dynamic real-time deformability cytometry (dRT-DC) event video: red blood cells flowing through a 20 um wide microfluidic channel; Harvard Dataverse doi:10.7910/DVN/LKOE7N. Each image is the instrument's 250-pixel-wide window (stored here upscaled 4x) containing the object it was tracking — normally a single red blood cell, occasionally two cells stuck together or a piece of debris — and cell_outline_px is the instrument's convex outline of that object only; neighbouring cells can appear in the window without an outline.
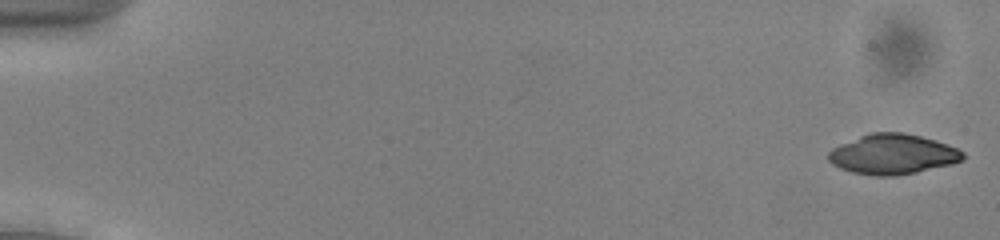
{"species": "common noctule bat (a hibernating species)", "species_latin": "Nyctalus noctula", "temperature_condition": "cold", "stored_images_in_passage": 52, "camera_frame_rate_fps": 3000, "um_per_image_px": 0.085, "animal": {"sex": "male", "body_mass_g": 13.0, "forearm_length_mm": 53.1}, "frame": {"image": 1, "passage_image": 1, "time_ms": 0.0, "image_size_px": [1000, 240], "cell_outline_px": [[964, 160], [952, 164], [916, 172], [896, 176], [872, 176], [852, 172], [840, 168], [832, 164], [828, 160], [828, 152], [832, 148], [840, 144], [860, 136], [872, 132], [900, 132], [920, 136], [936, 140], [948, 144], [964, 152]], "centroid_in_image_um": [75.88, 13.12], "position_along_channel_um": 9.1, "area_um2": 31.5}}